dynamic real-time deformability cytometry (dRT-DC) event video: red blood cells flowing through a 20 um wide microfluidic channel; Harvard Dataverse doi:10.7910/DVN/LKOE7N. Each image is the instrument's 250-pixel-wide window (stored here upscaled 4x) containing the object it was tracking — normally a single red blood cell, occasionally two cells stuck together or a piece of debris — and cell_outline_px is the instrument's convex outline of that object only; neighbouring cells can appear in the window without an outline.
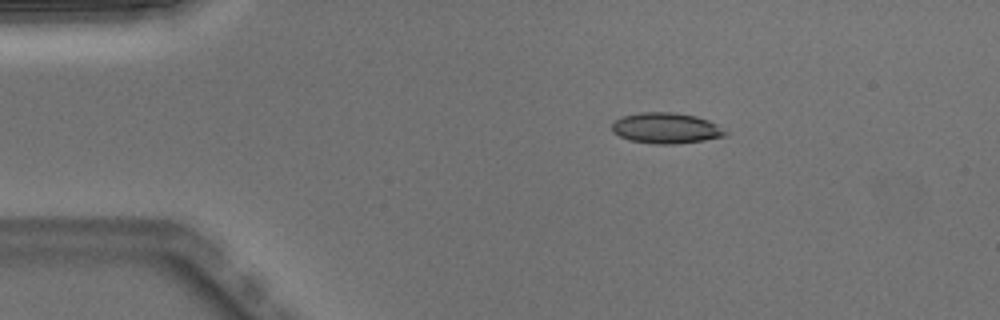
{"species": "Egyptian fruit bat (a non-hibernating species)", "species_latin": "Rousettus aegyptiacus", "temperature_condition": "warm", "stored_images_in_passage": 3, "camera_frame_rate_fps": 3000, "um_per_image_px": 0.085, "animal": {"sex": "male"}, "frame": {"image": 1, "passage_image": 1, "time_ms": 0.0, "image_size_px": [1000, 320], "cell_outline_px": [[728, 132], [724, 136], [704, 140], [672, 144], [656, 144], [628, 140], [612, 132], [612, 124], [616, 120], [624, 116], [640, 112], [672, 112], [696, 116], [708, 120], [716, 124]], "centroid_in_image_um": [56.6, 10.89], "position_along_channel_um": 28.4, "area_um2": 20.17}}